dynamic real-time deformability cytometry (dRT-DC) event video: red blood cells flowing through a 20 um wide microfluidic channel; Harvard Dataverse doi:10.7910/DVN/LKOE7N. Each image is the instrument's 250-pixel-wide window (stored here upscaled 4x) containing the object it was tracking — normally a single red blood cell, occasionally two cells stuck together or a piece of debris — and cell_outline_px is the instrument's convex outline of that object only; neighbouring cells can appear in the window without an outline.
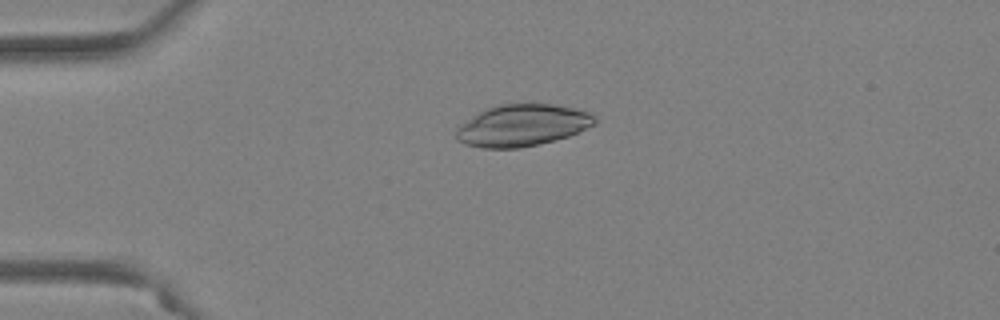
{"species": "Egyptian fruit bat (a non-hibernating species)", "species_latin": "Rousettus aegyptiacus", "temperature_condition": "warm", "stored_images_in_passage": 42, "camera_frame_rate_fps": 3000, "um_per_image_px": 0.085, "animal": {"sex": "female"}, "frame": {"image": 1, "passage_image": 3, "time_ms": 0.667, "image_size_px": [1000, 320], "cell_outline_px": [[596, 124], [568, 136], [520, 148], [480, 148], [464, 144], [456, 140], [456, 128], [460, 124], [472, 116], [488, 108], [504, 104], [552, 104], [592, 112], [596, 116]], "centroid_in_image_um": [44.38, 10.66], "position_along_channel_um": 40.6, "area_um2": 33.58}}
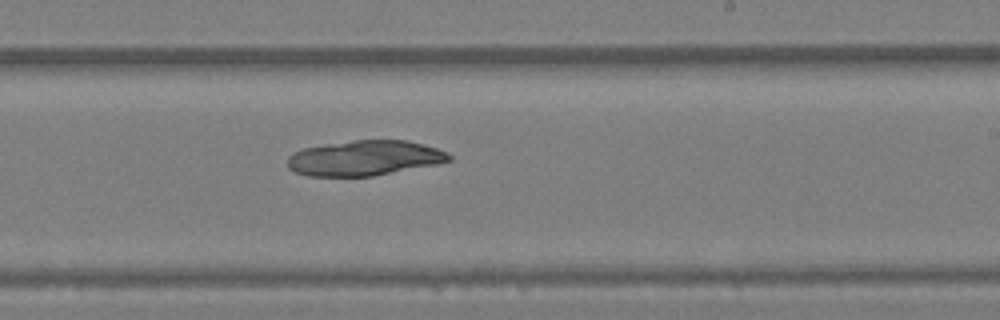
{"frame": {"image": 2, "passage_image": 22, "time_ms": 7.0, "image_size_px": [1000, 320], "cell_outline_px": [[452, 160], [436, 164], [372, 176], [308, 176], [296, 172], [288, 168], [288, 156], [292, 152], [304, 148], [324, 144], [356, 140], [404, 140], [424, 144], [448, 152], [452, 156]], "centroid_in_image_um": [30.98, 13.43], "position_along_channel_um": 258.0, "area_um2": 33.06}}
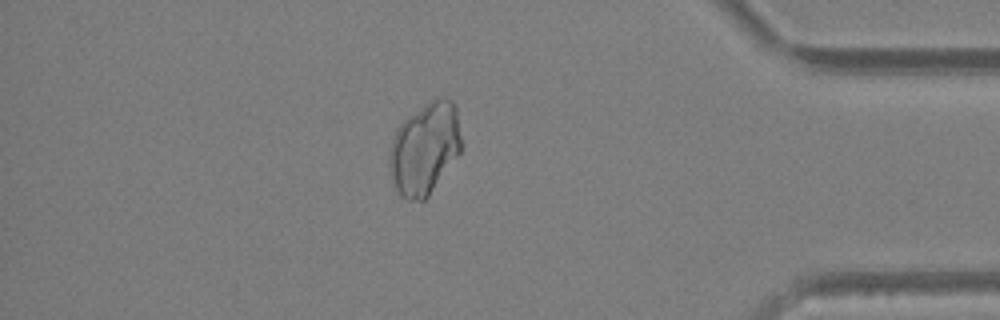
{"frame": {"image": 3, "passage_image": 35, "time_ms": 11.333, "image_size_px": [1000, 320], "cell_outline_px": [[464, 144], [460, 152], [428, 196], [424, 200], [404, 200], [400, 196], [396, 188], [388, 164], [388, 156], [392, 140], [396, 128], [408, 116], [428, 100], [436, 96], [444, 96], [452, 100], [456, 104]], "centroid_in_image_um": [36.13, 12.56], "position_along_channel_um": 399.1, "area_um2": 39.25}}